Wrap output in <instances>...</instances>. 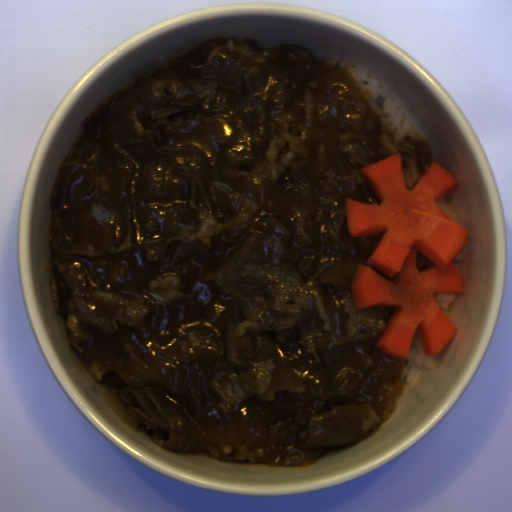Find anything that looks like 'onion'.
Instances as JSON below:
<instances>
[{
  "label": "onion",
  "instance_id": "obj_1",
  "mask_svg": "<svg viewBox=\"0 0 512 512\" xmlns=\"http://www.w3.org/2000/svg\"><path fill=\"white\" fill-rule=\"evenodd\" d=\"M88 351L92 358L114 367L125 385L161 387L174 395L187 394L190 372L163 364H149L135 358L121 345L94 333Z\"/></svg>",
  "mask_w": 512,
  "mask_h": 512
},
{
  "label": "onion",
  "instance_id": "obj_2",
  "mask_svg": "<svg viewBox=\"0 0 512 512\" xmlns=\"http://www.w3.org/2000/svg\"><path fill=\"white\" fill-rule=\"evenodd\" d=\"M241 344L248 357L254 360L272 359L278 365L271 373L270 389L284 392L294 385H302L306 394L313 398L329 397V387L324 377L295 363L282 359L277 354L270 338L262 333L243 337Z\"/></svg>",
  "mask_w": 512,
  "mask_h": 512
},
{
  "label": "onion",
  "instance_id": "obj_3",
  "mask_svg": "<svg viewBox=\"0 0 512 512\" xmlns=\"http://www.w3.org/2000/svg\"><path fill=\"white\" fill-rule=\"evenodd\" d=\"M236 180L228 184L240 195L254 198L262 207L278 217L288 213L296 193L245 169H237Z\"/></svg>",
  "mask_w": 512,
  "mask_h": 512
},
{
  "label": "onion",
  "instance_id": "obj_4",
  "mask_svg": "<svg viewBox=\"0 0 512 512\" xmlns=\"http://www.w3.org/2000/svg\"><path fill=\"white\" fill-rule=\"evenodd\" d=\"M76 221L81 236L92 248L106 251L113 247L115 238L111 228L90 210L77 211Z\"/></svg>",
  "mask_w": 512,
  "mask_h": 512
},
{
  "label": "onion",
  "instance_id": "obj_5",
  "mask_svg": "<svg viewBox=\"0 0 512 512\" xmlns=\"http://www.w3.org/2000/svg\"><path fill=\"white\" fill-rule=\"evenodd\" d=\"M360 87L347 74L338 68L325 73L319 80L316 90L330 97L354 96Z\"/></svg>",
  "mask_w": 512,
  "mask_h": 512
},
{
  "label": "onion",
  "instance_id": "obj_6",
  "mask_svg": "<svg viewBox=\"0 0 512 512\" xmlns=\"http://www.w3.org/2000/svg\"><path fill=\"white\" fill-rule=\"evenodd\" d=\"M100 394L105 402L125 424H127L131 429H138L137 427L139 423L137 419L112 392H100Z\"/></svg>",
  "mask_w": 512,
  "mask_h": 512
}]
</instances>
